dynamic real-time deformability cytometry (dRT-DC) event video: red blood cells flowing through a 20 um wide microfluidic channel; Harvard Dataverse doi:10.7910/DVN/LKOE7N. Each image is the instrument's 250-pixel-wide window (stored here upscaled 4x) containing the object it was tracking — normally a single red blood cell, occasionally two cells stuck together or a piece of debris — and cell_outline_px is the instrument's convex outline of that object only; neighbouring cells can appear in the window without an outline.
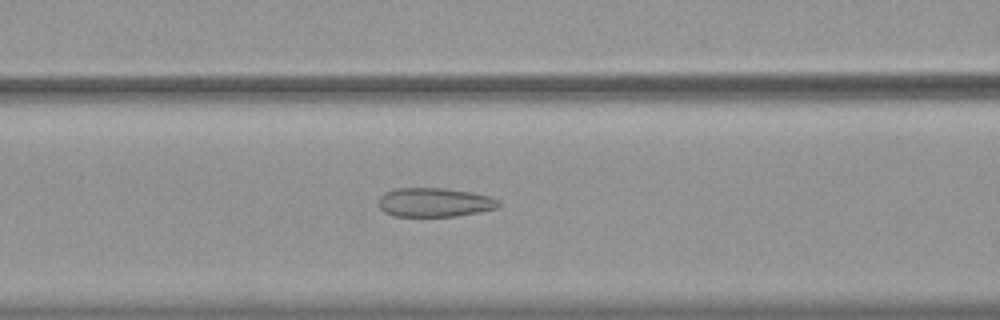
{"species": "common noctule bat (a hibernating species)", "species_latin": "Nyctalus noctula", "temperature_condition": "warm", "stored_images_in_passage": 55, "camera_frame_rate_fps": 3000, "um_per_image_px": 0.085, "animal": {"sex": "female", "body_mass_g": 19.9}, "frame": {"image": 1, "passage_image": 23, "time_ms": 7.333, "image_size_px": [1000, 320], "cell_outline_px": [[500, 204], [496, 208], [480, 212], [456, 216], [392, 216], [384, 212], [380, 208], [380, 196], [384, 192], [396, 188], [444, 188], [472, 192], [492, 196], [500, 200]], "centroid_in_image_um": [36.96, 17.19], "position_along_channel_um": 129.6, "area_um2": 20.46}}
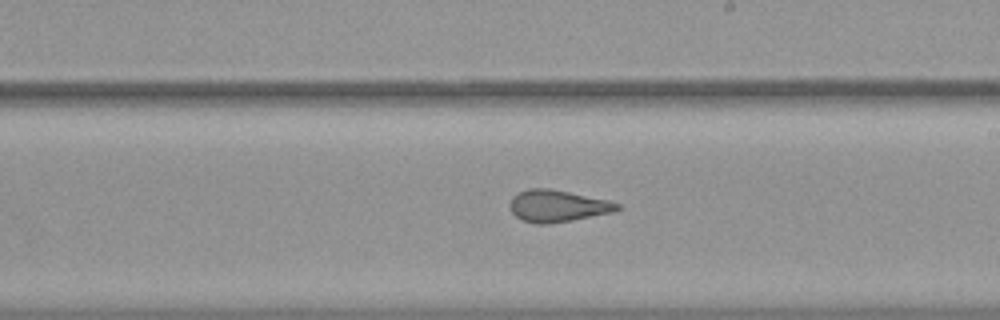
{"frame": {"image": 2, "passage_image": 32, "time_ms": 10.333, "image_size_px": [1000, 320], "cell_outline_px": [[620, 208], [616, 212], [572, 220], [548, 224], [536, 224], [520, 220], [512, 212], [512, 196], [528, 188], [552, 188], [608, 200], [620, 204]], "centroid_in_image_um": [47.43, 17.51], "position_along_channel_um": 241.6, "area_um2": 20.0}}
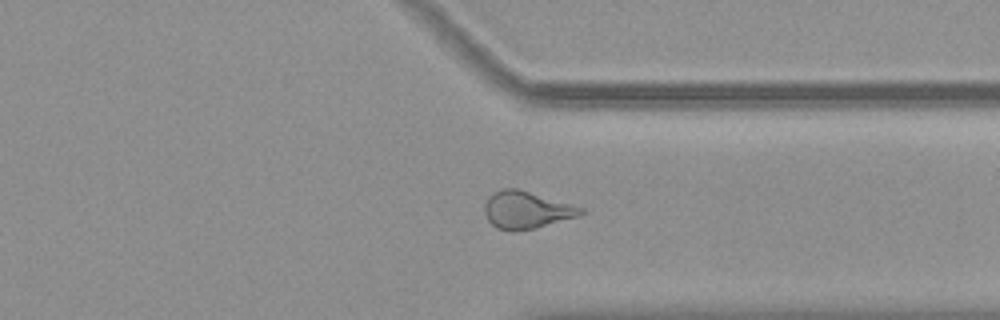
{"frame": {"image": 3, "passage_image": 42, "time_ms": 13.667, "image_size_px": [1000, 320], "cell_outline_px": [[584, 212], [580, 216], [536, 228], [516, 232], [512, 232], [496, 228], [488, 220], [484, 212], [484, 204], [488, 196], [492, 192], [500, 188], [516, 188], [572, 204], [584, 208]], "centroid_in_image_um": [44.72, 17.85], "position_along_channel_um": 366.7, "area_um2": 21.21}, "authors_computed_cell_mechanics": {"area_um2": 22.3686, "velocity_mm_per_s": 3.7352, "shape_relaxation_time_tau1_ms": null, "shape_relaxation_time_tau2_ms": 1.4963, "deformation_change_tau1": null, "deformation_change_tau2": 0.1051}}